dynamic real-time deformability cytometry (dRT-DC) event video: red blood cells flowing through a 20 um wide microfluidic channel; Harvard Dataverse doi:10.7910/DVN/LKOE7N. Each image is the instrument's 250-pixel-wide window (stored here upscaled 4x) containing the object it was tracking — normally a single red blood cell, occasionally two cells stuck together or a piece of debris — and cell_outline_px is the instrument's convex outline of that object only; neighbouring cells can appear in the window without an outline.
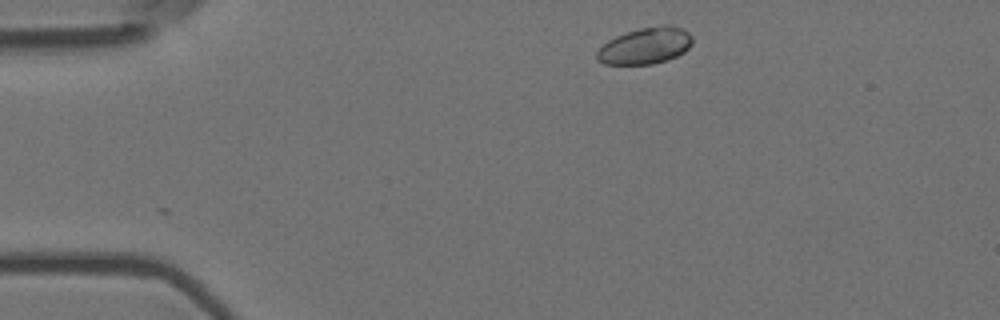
{"species": "Egyptian fruit bat (a non-hibernating species)", "species_latin": "Rousettus aegyptiacus", "temperature_condition": "room temperature", "stored_images_in_passage": 4, "camera_frame_rate_fps": 3000, "um_per_image_px": 0.085, "animal": {"sex": "female"}, "frame": {"image": 1, "passage_image": 1, "time_ms": 0.0, "image_size_px": [1000, 320], "cell_outline_px": [[692, 44], [684, 52], [676, 56], [652, 64], [604, 64], [596, 60], [596, 52], [608, 40], [616, 36], [640, 28], [660, 24], [672, 24], [684, 28], [692, 36]], "centroid_in_image_um": [54.87, 3.87], "position_along_channel_um": 30.1, "area_um2": 20.4}}
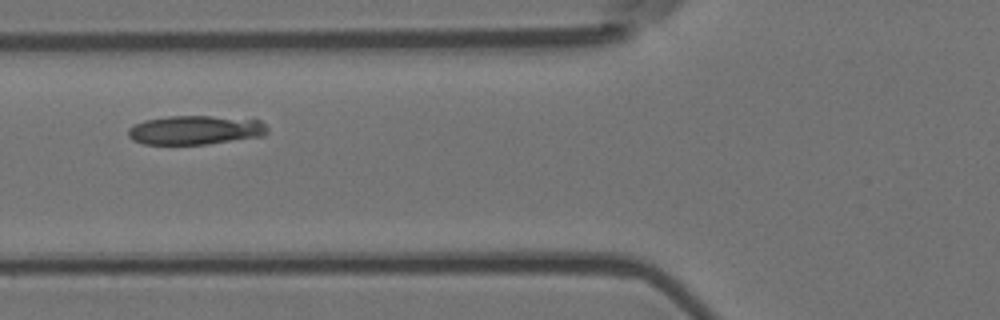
{"frame": {"image": 2, "passage_image": 4, "time_ms": 1.0, "image_size_px": [1000, 320], "cell_outline_px": [[268, 132], [264, 136], [208, 144], [144, 144], [132, 140], [128, 136], [128, 128], [144, 120], [168, 116], [212, 116], [260, 120], [268, 128]], "centroid_in_image_um": [16.61, 11.06], "position_along_channel_um": 109.2, "area_um2": 23.64}}